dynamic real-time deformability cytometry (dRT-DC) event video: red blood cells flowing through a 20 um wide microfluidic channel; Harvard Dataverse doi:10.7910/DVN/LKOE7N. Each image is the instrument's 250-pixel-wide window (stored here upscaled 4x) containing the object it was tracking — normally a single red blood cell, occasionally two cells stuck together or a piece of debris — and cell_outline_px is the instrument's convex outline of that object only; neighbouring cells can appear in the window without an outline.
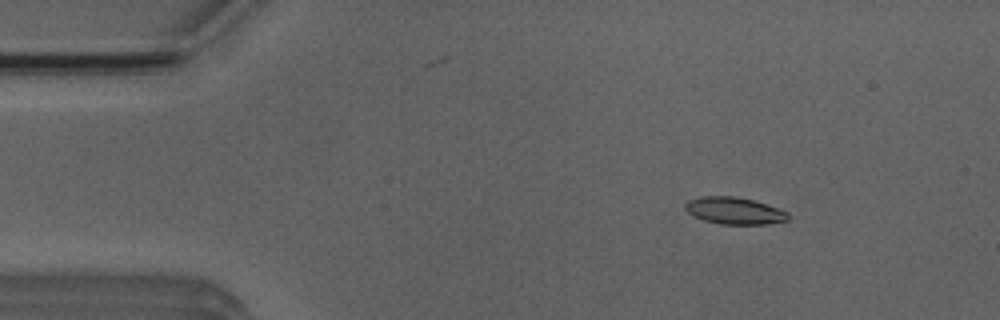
{"species": "Egyptian fruit bat (a non-hibernating species)", "species_latin": "Rousettus aegyptiacus", "temperature_condition": "room temperature", "stored_images_in_passage": 3, "camera_frame_rate_fps": 3000, "um_per_image_px": 0.085, "animal": {"sex": "male"}, "frame": {"image": 1, "passage_image": 1, "time_ms": 0.0, "image_size_px": [1000, 320], "cell_outline_px": [[788, 220], [768, 224], [720, 224], [704, 220], [692, 216], [684, 208], [684, 204], [688, 200], [700, 196], [736, 196], [756, 200], [788, 212]], "centroid_in_image_um": [62.4, 17.9], "position_along_channel_um": 22.6, "area_um2": 16.36}}